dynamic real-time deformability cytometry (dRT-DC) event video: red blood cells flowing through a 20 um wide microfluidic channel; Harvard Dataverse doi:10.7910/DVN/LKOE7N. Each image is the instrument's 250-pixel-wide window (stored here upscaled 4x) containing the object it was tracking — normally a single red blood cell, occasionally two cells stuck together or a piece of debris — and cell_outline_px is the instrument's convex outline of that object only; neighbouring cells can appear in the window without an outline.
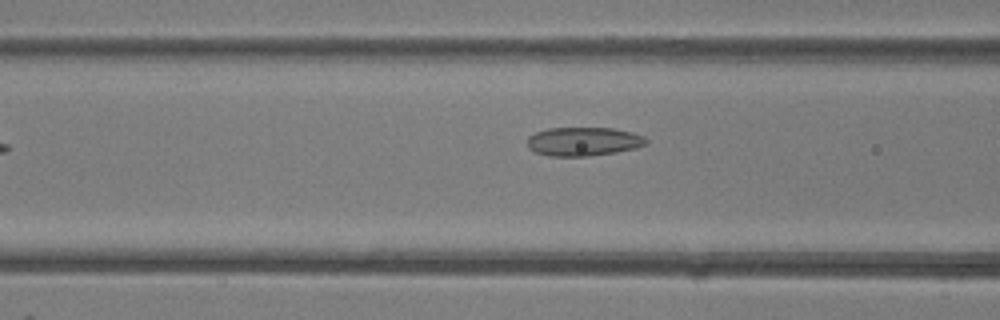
{"species": "common noctule bat (a hibernating species)", "species_latin": "Nyctalus noctula", "temperature_condition": "room temperature", "stored_images_in_passage": 3, "camera_frame_rate_fps": 3000, "um_per_image_px": 0.085, "animal": {"sex": "female"}, "frame": {"image": 1, "passage_image": 3, "time_ms": 2.333, "image_size_px": [1000, 320], "cell_outline_px": [[648, 144], [636, 148], [616, 152], [588, 156], [548, 156], [536, 152], [528, 148], [528, 136], [536, 132], [548, 128], [612, 128], [632, 132], [644, 136], [648, 140]], "centroid_in_image_um": [49.61, 12.03], "position_along_channel_um": 117.0, "area_um2": 20.0}}